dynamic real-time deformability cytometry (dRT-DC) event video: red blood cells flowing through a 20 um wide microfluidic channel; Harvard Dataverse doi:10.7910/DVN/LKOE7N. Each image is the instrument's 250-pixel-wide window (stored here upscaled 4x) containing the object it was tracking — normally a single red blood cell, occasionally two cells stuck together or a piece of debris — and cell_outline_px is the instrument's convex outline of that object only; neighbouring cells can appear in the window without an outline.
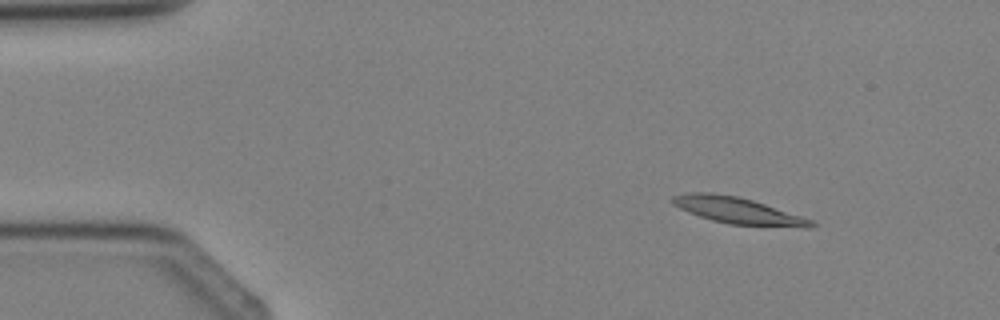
{"species": "Egyptian fruit bat (a non-hibernating species)", "species_latin": "Rousettus aegyptiacus", "temperature_condition": "cold", "stored_images_in_passage": 3, "camera_frame_rate_fps": 3000, "um_per_image_px": 0.085, "animal": {"sex": "female"}, "frame": {"image": 1, "passage_image": 1, "time_ms": 0.0, "image_size_px": [1000, 320], "cell_outline_px": [[816, 224], [812, 228], [804, 228], [728, 224], [712, 220], [688, 212], [672, 204], [668, 200], [672, 196], [692, 192], [712, 192], [736, 196], [752, 200], [812, 220]], "centroid_in_image_um": [62.69, 17.9], "position_along_channel_um": 22.3, "area_um2": 21.33}}
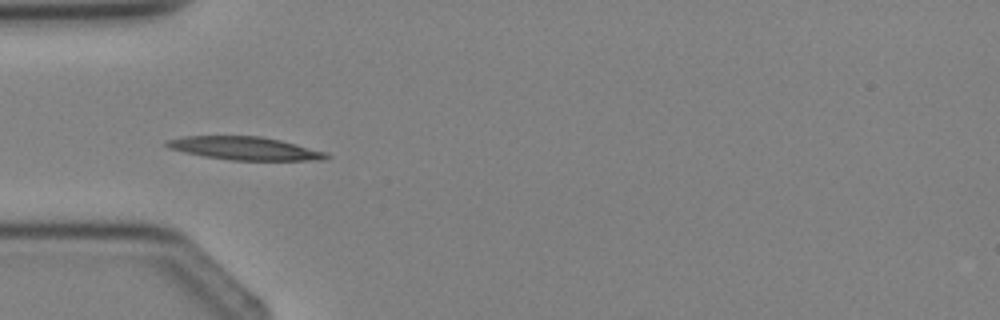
{"frame": {"image": 2, "passage_image": 3, "time_ms": 2.333, "image_size_px": [1000, 320], "cell_outline_px": [[332, 156], [324, 160], [228, 160], [204, 156], [184, 152], [168, 148], [164, 144], [164, 140], [184, 136], [260, 136], [280, 140], [296, 144], [324, 152]], "centroid_in_image_um": [20.75, 12.61], "position_along_channel_um": 64.2, "area_um2": 21.5}}